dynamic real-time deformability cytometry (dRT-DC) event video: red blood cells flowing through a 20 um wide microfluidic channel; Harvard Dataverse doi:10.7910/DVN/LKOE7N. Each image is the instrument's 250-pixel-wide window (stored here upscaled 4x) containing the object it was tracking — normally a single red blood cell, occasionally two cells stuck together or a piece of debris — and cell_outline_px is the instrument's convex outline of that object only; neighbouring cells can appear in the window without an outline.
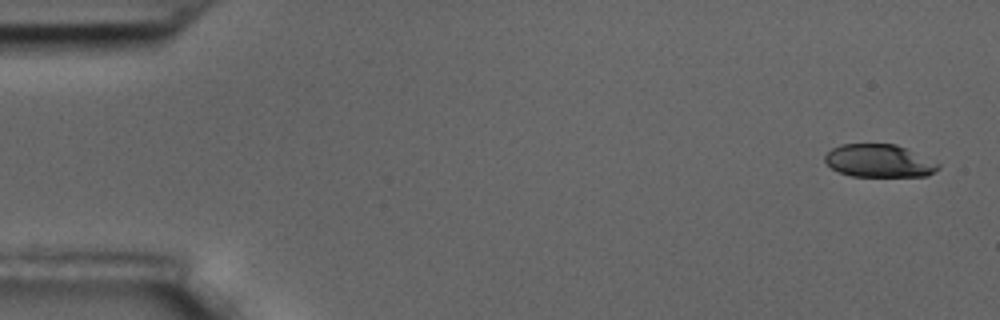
{"species": "common noctule bat (a hibernating species)", "species_latin": "Nyctalus noctula", "temperature_condition": "room temperature", "stored_images_in_passage": 5, "camera_frame_rate_fps": 3000, "um_per_image_px": 0.085, "animal": {"sex": "male", "body_mass_g": 17.5, "forearm_length_mm": 52.3}, "frame": {"image": 1, "passage_image": 1, "time_ms": 0.0, "image_size_px": [1000, 320], "cell_outline_px": [[940, 168], [928, 176], [852, 176], [840, 172], [832, 168], [824, 160], [824, 156], [832, 148], [840, 144], [896, 144], [940, 164]], "centroid_in_image_um": [74.71, 13.67], "position_along_channel_um": 10.3, "area_um2": 21.5}}